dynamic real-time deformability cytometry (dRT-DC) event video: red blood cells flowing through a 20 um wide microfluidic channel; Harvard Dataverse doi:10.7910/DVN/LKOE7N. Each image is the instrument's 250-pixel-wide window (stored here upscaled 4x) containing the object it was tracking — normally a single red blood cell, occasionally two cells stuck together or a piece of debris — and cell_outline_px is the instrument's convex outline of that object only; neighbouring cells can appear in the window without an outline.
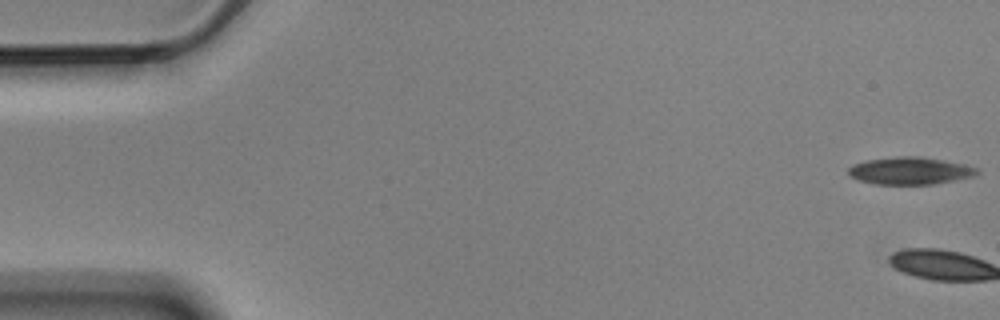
{"species": "Egyptian fruit bat (a non-hibernating species)", "species_latin": "Rousettus aegyptiacus", "temperature_condition": "cold", "stored_images_in_passage": 6, "camera_frame_rate_fps": 3000, "um_per_image_px": 0.085, "animal": {"sex": "male"}, "frame": {"image": 1, "passage_image": 1, "time_ms": 0.0, "image_size_px": [1000, 320], "cell_outline_px": [[980, 172], [976, 176], [932, 184], [876, 184], [860, 180], [852, 176], [848, 172], [848, 168], [856, 164], [868, 160], [896, 156], [920, 156], [944, 160], [964, 164], [976, 168]], "centroid_in_image_um": [77.4, 14.51], "position_along_channel_um": 7.6, "area_um2": 20.29}}
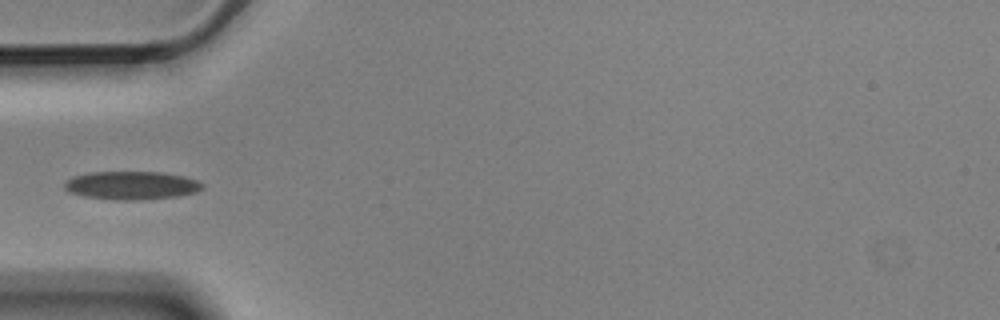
{"frame": {"image": 2, "passage_image": 6, "time_ms": 1.667, "image_size_px": [1000, 320], "cell_outline_px": [[204, 188], [196, 192], [176, 196], [140, 200], [120, 200], [84, 196], [68, 192], [64, 188], [64, 180], [72, 176], [88, 172], [164, 172], [184, 176], [196, 180], [204, 184]], "centroid_in_image_um": [11.15, 15.75], "position_along_channel_um": 73.8, "area_um2": 22.89}}